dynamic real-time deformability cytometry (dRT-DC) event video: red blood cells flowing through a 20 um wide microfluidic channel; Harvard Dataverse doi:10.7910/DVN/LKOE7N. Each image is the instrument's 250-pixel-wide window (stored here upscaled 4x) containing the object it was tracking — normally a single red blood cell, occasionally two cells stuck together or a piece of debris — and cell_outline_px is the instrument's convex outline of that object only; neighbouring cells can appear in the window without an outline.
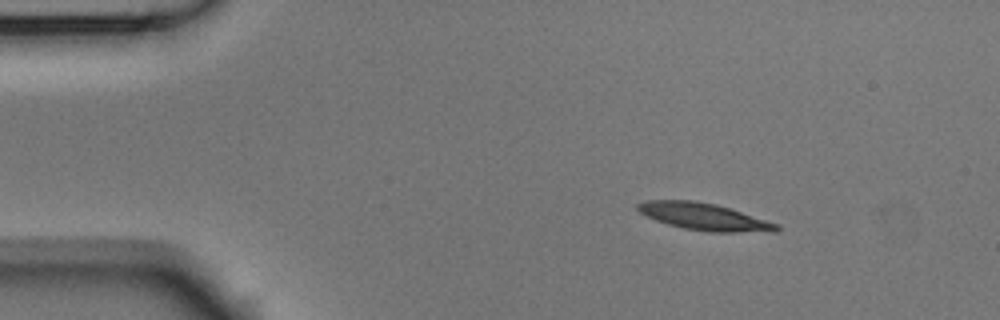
{"species": "Egyptian fruit bat (a non-hibernating species)", "species_latin": "Rousettus aegyptiacus", "temperature_condition": "room temperature", "stored_images_in_passage": 3, "camera_frame_rate_fps": 3000, "um_per_image_px": 0.085, "animal": {"sex": "male"}, "frame": {"image": 1, "passage_image": 1, "time_ms": 0.0, "image_size_px": [1000, 320], "cell_outline_px": [[780, 228], [776, 232], [708, 232], [684, 228], [668, 224], [656, 220], [640, 212], [636, 208], [636, 204], [648, 200], [692, 200], [716, 204], [780, 224]], "centroid_in_image_um": [59.89, 18.42], "position_along_channel_um": 25.1, "area_um2": 21.85}}